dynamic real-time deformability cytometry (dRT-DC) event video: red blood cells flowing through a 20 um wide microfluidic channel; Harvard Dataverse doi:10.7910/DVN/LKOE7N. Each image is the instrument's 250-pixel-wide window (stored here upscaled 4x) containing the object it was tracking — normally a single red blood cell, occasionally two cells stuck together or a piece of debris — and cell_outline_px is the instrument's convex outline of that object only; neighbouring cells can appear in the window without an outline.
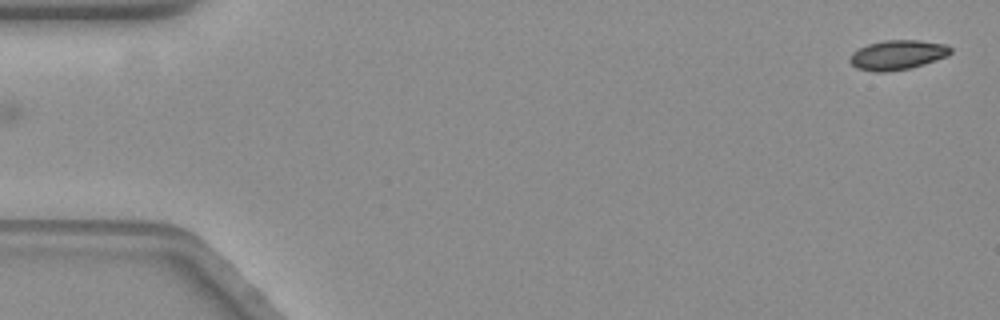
{"species": "common noctule bat (a hibernating species)", "species_latin": "Nyctalus noctula", "temperature_condition": "warm", "stored_images_in_passage": 58, "camera_frame_rate_fps": 3000, "um_per_image_px": 0.085, "animal": {"sex": "female", "body_mass_g": 19.3, "forearm_length_mm": 54.1}, "frame": {"image": 1, "passage_image": 1, "time_ms": 0.0, "image_size_px": [1000, 320], "cell_outline_px": [[952, 52], [948, 56], [924, 64], [908, 68], [884, 72], [876, 72], [856, 68], [848, 60], [852, 52], [868, 44], [884, 40], [920, 40], [944, 44], [952, 48]], "centroid_in_image_um": [76.29, 4.66], "position_along_channel_um": 8.7, "area_um2": 17.34}}
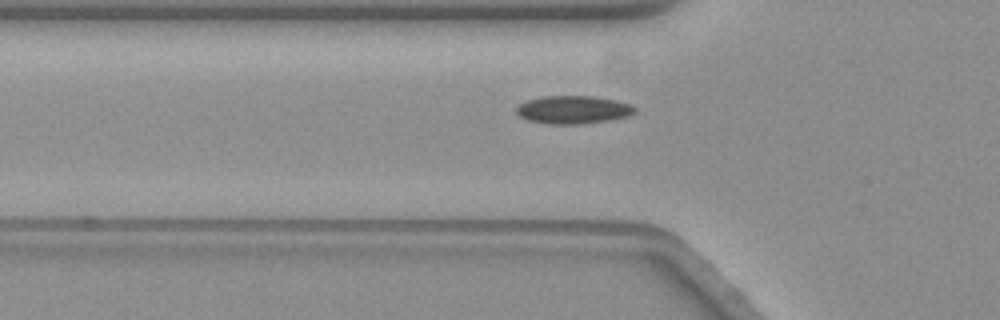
{"frame": {"image": 2, "passage_image": 19, "time_ms": 6.0, "image_size_px": [1000, 320], "cell_outline_px": [[636, 112], [628, 116], [608, 120], [580, 124], [544, 124], [528, 120], [520, 116], [516, 112], [516, 108], [520, 104], [528, 100], [544, 96], [592, 96], [616, 100], [632, 104], [636, 108]], "centroid_in_image_um": [48.74, 9.33], "position_along_channel_um": 77.1, "area_um2": 19.36}}
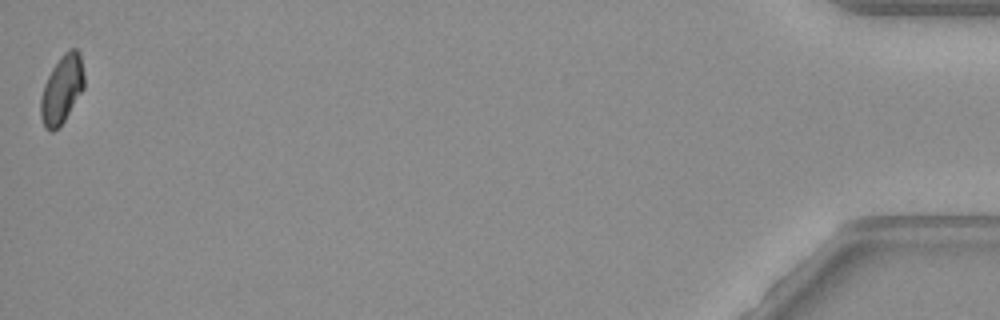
{"frame": {"image": 3, "passage_image": 58, "time_ms": 19.0, "image_size_px": [1000, 320], "cell_outline_px": [[84, 88], [64, 120], [52, 132], [44, 128], [40, 116], [40, 100], [44, 84], [52, 68], [60, 56], [64, 52], [72, 48], [76, 48], [80, 52], [84, 72]], "centroid_in_image_um": [5.25, 7.57], "position_along_channel_um": 429.9, "area_um2": 17.28}}